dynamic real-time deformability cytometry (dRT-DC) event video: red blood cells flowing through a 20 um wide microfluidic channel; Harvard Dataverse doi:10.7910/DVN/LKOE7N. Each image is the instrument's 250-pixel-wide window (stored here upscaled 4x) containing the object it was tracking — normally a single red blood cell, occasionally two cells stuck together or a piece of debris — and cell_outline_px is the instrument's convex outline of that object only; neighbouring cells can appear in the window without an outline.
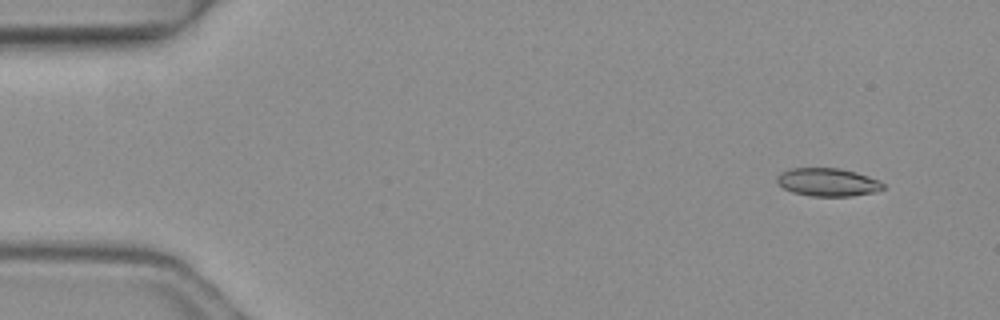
{"species": "common noctule bat (a hibernating species)", "species_latin": "Nyctalus noctula", "temperature_condition": "warm", "stored_images_in_passage": 6, "camera_frame_rate_fps": 3000, "um_per_image_px": 0.085, "animal": {"sex": "female", "body_mass_g": 19.3, "forearm_length_mm": 54.1}, "frame": {"image": 1, "passage_image": 2, "time_ms": 0.333, "image_size_px": [1000, 320], "cell_outline_px": [[884, 188], [876, 192], [852, 196], [812, 196], [792, 192], [784, 188], [776, 180], [776, 176], [780, 172], [788, 168], [840, 168], [856, 172], [880, 180], [884, 184]], "centroid_in_image_um": [70.36, 15.48], "position_along_channel_um": 14.6, "area_um2": 17.51}}
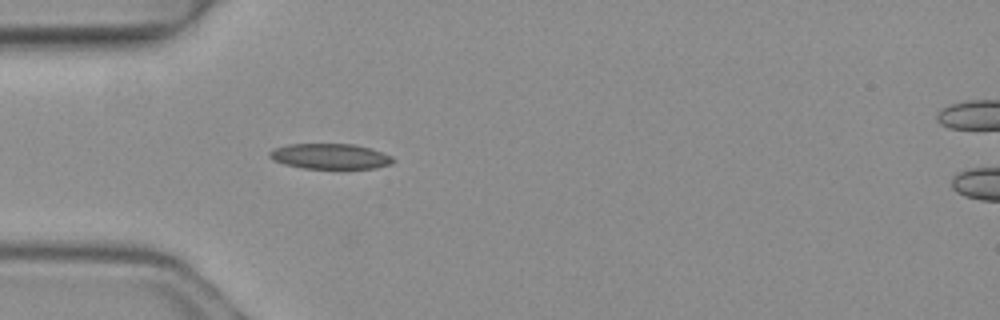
{"frame": {"image": 2, "passage_image": 5, "time_ms": 1.333, "image_size_px": [1000, 320], "cell_outline_px": [[396, 160], [392, 164], [376, 168], [304, 168], [284, 164], [272, 160], [268, 156], [268, 152], [272, 148], [288, 144], [352, 144], [372, 148], [392, 156]], "centroid_in_image_um": [28.05, 13.28], "position_along_channel_um": 56.9, "area_um2": 18.44}}